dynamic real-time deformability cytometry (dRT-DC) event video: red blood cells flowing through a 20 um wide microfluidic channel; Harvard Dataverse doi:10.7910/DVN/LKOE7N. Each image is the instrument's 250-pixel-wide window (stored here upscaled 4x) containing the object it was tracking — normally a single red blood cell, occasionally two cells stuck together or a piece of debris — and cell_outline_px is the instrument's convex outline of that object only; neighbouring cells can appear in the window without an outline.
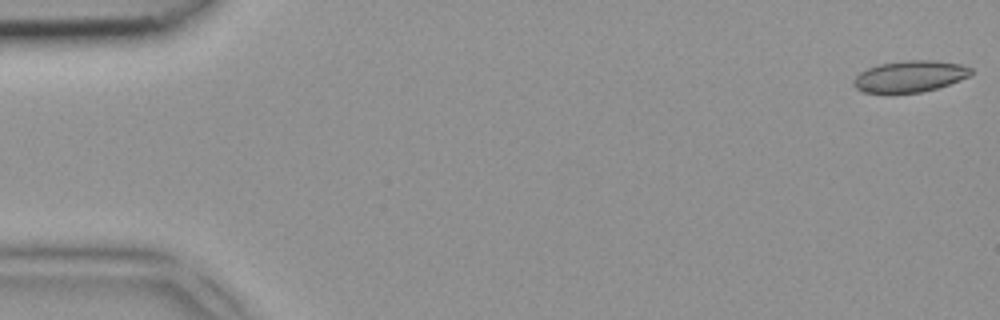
{"species": "common noctule bat (a hibernating species)", "species_latin": "Nyctalus noctula", "temperature_condition": "room temperature", "stored_images_in_passage": 6, "camera_frame_rate_fps": 3000, "um_per_image_px": 0.085, "animal": {"sex": "female", "body_mass_g": 18.4}, "frame": {"image": 1, "passage_image": 1, "time_ms": 0.0, "image_size_px": [1000, 320], "cell_outline_px": [[972, 72], [968, 76], [960, 80], [936, 88], [920, 92], [864, 92], [856, 88], [852, 84], [852, 80], [860, 72], [868, 68], [880, 64], [908, 60], [932, 60], [960, 64], [972, 68]], "centroid_in_image_um": [77.33, 6.48], "position_along_channel_um": 7.7, "area_um2": 21.15}}
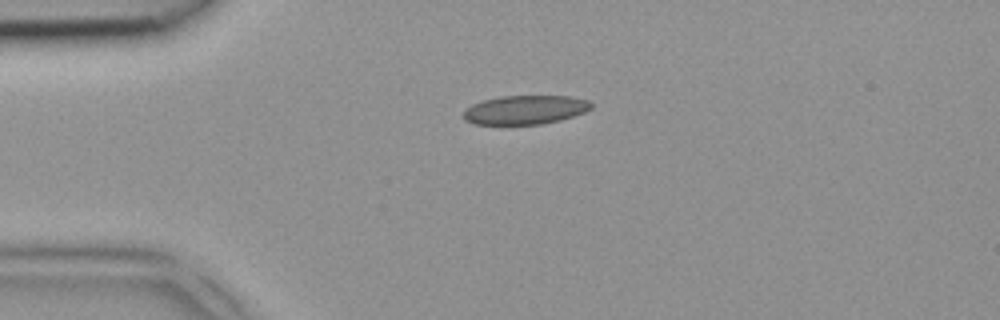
{"frame": {"image": 2, "passage_image": 4, "time_ms": 1.0, "image_size_px": [1000, 320], "cell_outline_px": [[592, 108], [584, 112], [560, 120], [540, 124], [476, 124], [464, 120], [460, 116], [464, 108], [472, 104], [484, 100], [500, 96], [568, 96], [588, 100], [592, 104]], "centroid_in_image_um": [44.58, 9.33], "position_along_channel_um": 40.4, "area_um2": 21.62}}
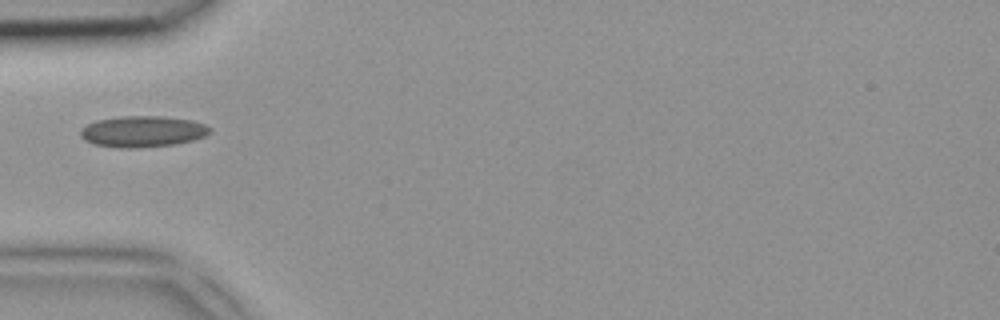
{"frame": {"image": 3, "passage_image": 5, "time_ms": 1.333, "image_size_px": [1000, 320], "cell_outline_px": [[212, 132], [204, 136], [192, 140], [176, 144], [140, 148], [120, 148], [92, 144], [84, 140], [80, 136], [80, 132], [88, 124], [96, 120], [124, 116], [164, 116], [192, 120], [204, 124], [212, 128]], "centroid_in_image_um": [12.14, 11.18], "position_along_channel_um": 72.9, "area_um2": 23.64}}